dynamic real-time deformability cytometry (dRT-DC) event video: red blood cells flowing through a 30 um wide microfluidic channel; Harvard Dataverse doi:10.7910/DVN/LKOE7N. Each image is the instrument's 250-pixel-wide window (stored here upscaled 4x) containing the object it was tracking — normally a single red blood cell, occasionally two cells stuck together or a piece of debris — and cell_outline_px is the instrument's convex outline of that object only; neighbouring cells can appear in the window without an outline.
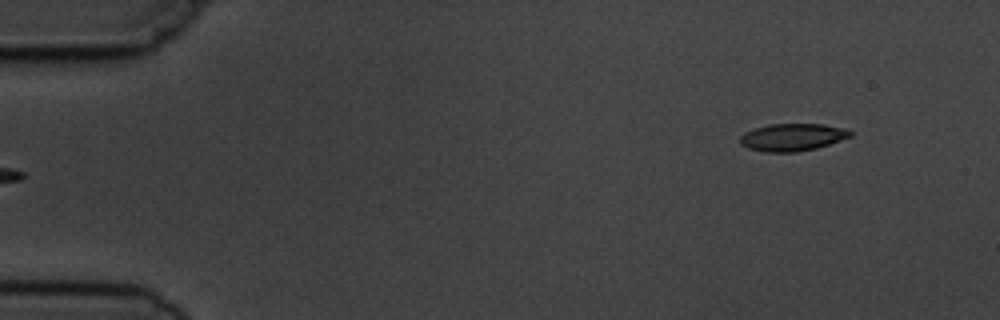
{"species": "common noctule bat (a hibernating species)", "species_latin": "Nyctalus noctula", "temperature_condition": "cold", "stored_images_in_passage": 6, "segment_of_instrument_passage": [2, 2], "camera_frame_rate_fps": 3000, "um_per_image_px": 0.085, "animal": {"sex": "male", "body_mass_g": 19.5, "forearm_length_mm": 54.6}, "frame": {"image": 1, "passage_image": 6, "time_ms": 5.667, "image_size_px": [1000, 320], "cell_outline_px": [[852, 136], [816, 148], [796, 152], [768, 152], [748, 148], [740, 144], [740, 136], [744, 132], [768, 124], [820, 124], [844, 128], [852, 132]], "centroid_in_image_um": [67.33, 11.66], "position_along_channel_um": 17.7, "area_um2": 17.46}}